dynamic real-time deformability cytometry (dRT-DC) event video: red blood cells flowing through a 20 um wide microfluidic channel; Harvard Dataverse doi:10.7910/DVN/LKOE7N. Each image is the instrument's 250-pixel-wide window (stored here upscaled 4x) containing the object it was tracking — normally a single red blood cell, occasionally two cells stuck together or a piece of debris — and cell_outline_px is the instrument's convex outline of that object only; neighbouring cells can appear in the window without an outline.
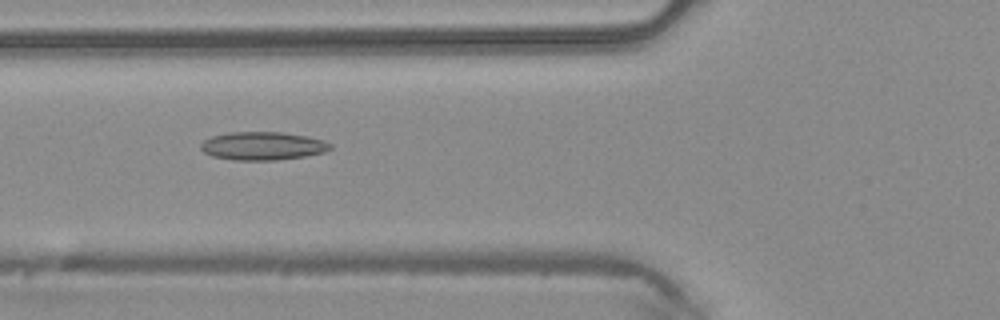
{"species": "common noctule bat (a hibernating species)", "species_latin": "Nyctalus noctula", "temperature_condition": "warm", "stored_images_in_passage": 45, "camera_frame_rate_fps": 3000, "um_per_image_px": 0.085, "animal": {"sex": "male", "body_mass_g": 20.4}, "frame": {"image": 1, "passage_image": 16, "time_ms": 5.0, "image_size_px": [1000, 320], "cell_outline_px": [[332, 148], [324, 152], [304, 156], [276, 160], [232, 160], [212, 156], [204, 152], [200, 148], [200, 144], [204, 140], [212, 136], [228, 132], [284, 132], [308, 136], [324, 140], [332, 144]], "centroid_in_image_um": [22.33, 12.4], "position_along_channel_um": 103.5, "area_um2": 21.44}}
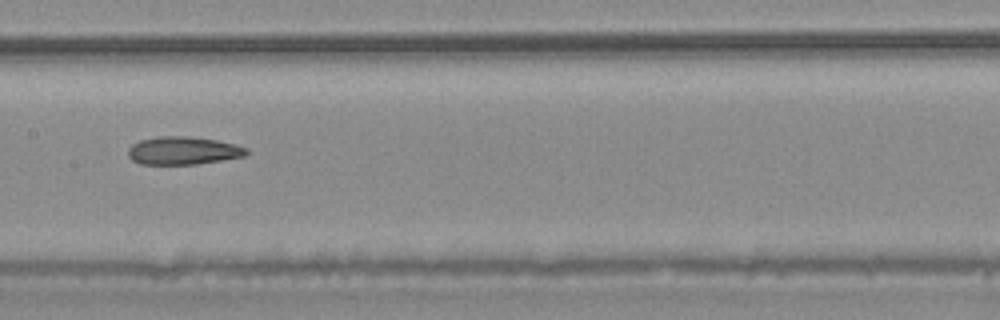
{"frame": {"image": 2, "passage_image": 22, "time_ms": 7.0, "image_size_px": [1000, 320], "cell_outline_px": [[248, 152], [244, 156], [196, 164], [140, 164], [132, 160], [128, 156], [128, 148], [132, 144], [140, 140], [160, 136], [188, 136], [216, 140], [236, 144], [248, 148]], "centroid_in_image_um": [15.55, 12.8], "position_along_channel_um": 191.9, "area_um2": 19.25}}
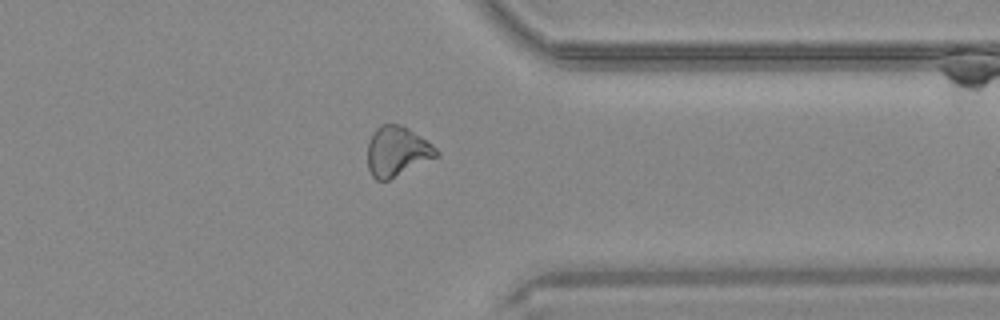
{"frame": {"image": 3, "passage_image": 35, "time_ms": 11.333, "image_size_px": [1000, 320], "cell_outline_px": [[440, 156], [388, 180], [376, 180], [372, 176], [368, 168], [368, 140], [372, 132], [380, 124], [400, 124], [408, 128], [432, 144], [440, 152]], "centroid_in_image_um": [33.75, 12.86], "position_along_channel_um": 377.6, "area_um2": 20.17}}